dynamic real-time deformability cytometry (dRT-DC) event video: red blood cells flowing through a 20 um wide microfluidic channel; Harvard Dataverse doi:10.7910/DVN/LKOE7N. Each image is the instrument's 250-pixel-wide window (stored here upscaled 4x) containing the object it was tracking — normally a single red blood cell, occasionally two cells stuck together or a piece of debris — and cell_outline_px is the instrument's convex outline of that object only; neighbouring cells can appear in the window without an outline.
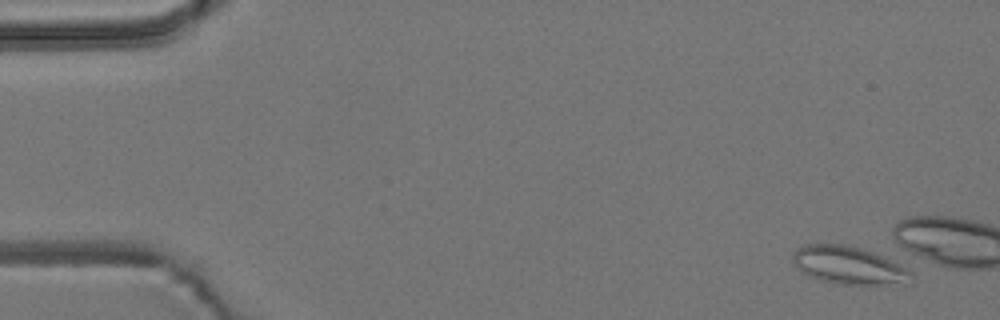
{"species": "common noctule bat (a hibernating species)", "species_latin": "Nyctalus noctula", "temperature_condition": "room temperature", "stored_images_in_passage": 4, "camera_frame_rate_fps": 3000, "um_per_image_px": 0.085, "animal": {"sex": "male", "body_mass_g": 19.2, "forearm_length_mm": 51.8}, "frame": {"image": 1, "passage_image": 1, "time_ms": 0.0, "image_size_px": [1000, 320], "cell_outline_px": [[916, 280], [880, 284], [836, 284], [816, 280], [808, 276], [796, 268], [792, 264], [792, 252], [796, 248], [804, 244], [844, 244], [860, 248], [872, 252], [912, 272]], "centroid_in_image_um": [72.01, 22.55], "position_along_channel_um": 13.0, "area_um2": 25.95}}